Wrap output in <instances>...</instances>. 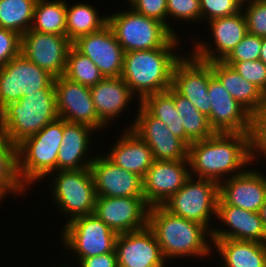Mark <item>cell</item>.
<instances>
[{
	"label": "cell",
	"mask_w": 266,
	"mask_h": 267,
	"mask_svg": "<svg viewBox=\"0 0 266 267\" xmlns=\"http://www.w3.org/2000/svg\"><path fill=\"white\" fill-rule=\"evenodd\" d=\"M121 129L122 132L114 136L116 140L110 146L107 144L106 151L101 149L102 145L99 148L111 162L143 179L154 162L152 150L131 128Z\"/></svg>",
	"instance_id": "484cf974"
},
{
	"label": "cell",
	"mask_w": 266,
	"mask_h": 267,
	"mask_svg": "<svg viewBox=\"0 0 266 267\" xmlns=\"http://www.w3.org/2000/svg\"><path fill=\"white\" fill-rule=\"evenodd\" d=\"M62 137L63 119L58 117L37 134L18 144L19 175L30 191L50 173L57 171V156Z\"/></svg>",
	"instance_id": "8992f818"
},
{
	"label": "cell",
	"mask_w": 266,
	"mask_h": 267,
	"mask_svg": "<svg viewBox=\"0 0 266 267\" xmlns=\"http://www.w3.org/2000/svg\"><path fill=\"white\" fill-rule=\"evenodd\" d=\"M30 30L66 35V0H37Z\"/></svg>",
	"instance_id": "1f68e13d"
},
{
	"label": "cell",
	"mask_w": 266,
	"mask_h": 267,
	"mask_svg": "<svg viewBox=\"0 0 266 267\" xmlns=\"http://www.w3.org/2000/svg\"><path fill=\"white\" fill-rule=\"evenodd\" d=\"M247 22V32L259 37H266V0L242 5Z\"/></svg>",
	"instance_id": "ab89813d"
},
{
	"label": "cell",
	"mask_w": 266,
	"mask_h": 267,
	"mask_svg": "<svg viewBox=\"0 0 266 267\" xmlns=\"http://www.w3.org/2000/svg\"><path fill=\"white\" fill-rule=\"evenodd\" d=\"M190 176L189 159L154 160L142 179L145 202L149 207L162 206Z\"/></svg>",
	"instance_id": "d6986e66"
},
{
	"label": "cell",
	"mask_w": 266,
	"mask_h": 267,
	"mask_svg": "<svg viewBox=\"0 0 266 267\" xmlns=\"http://www.w3.org/2000/svg\"><path fill=\"white\" fill-rule=\"evenodd\" d=\"M259 214L263 222L264 228L266 230V199H265L264 204L260 208Z\"/></svg>",
	"instance_id": "bcb514c9"
},
{
	"label": "cell",
	"mask_w": 266,
	"mask_h": 267,
	"mask_svg": "<svg viewBox=\"0 0 266 267\" xmlns=\"http://www.w3.org/2000/svg\"><path fill=\"white\" fill-rule=\"evenodd\" d=\"M72 42L66 35L29 30L21 36L20 53L54 78L63 76Z\"/></svg>",
	"instance_id": "2e32d148"
},
{
	"label": "cell",
	"mask_w": 266,
	"mask_h": 267,
	"mask_svg": "<svg viewBox=\"0 0 266 267\" xmlns=\"http://www.w3.org/2000/svg\"><path fill=\"white\" fill-rule=\"evenodd\" d=\"M265 159H266V108L261 113L253 116L252 131H251V164L252 165L256 164V166L258 167L261 166L265 167L263 166L266 165ZM263 160H265V162Z\"/></svg>",
	"instance_id": "8d00e7d4"
},
{
	"label": "cell",
	"mask_w": 266,
	"mask_h": 267,
	"mask_svg": "<svg viewBox=\"0 0 266 267\" xmlns=\"http://www.w3.org/2000/svg\"><path fill=\"white\" fill-rule=\"evenodd\" d=\"M58 117L71 123L87 125L98 133L110 130L98 117L89 86L70 81L64 76L54 78ZM102 131V132H101Z\"/></svg>",
	"instance_id": "7c38bea8"
},
{
	"label": "cell",
	"mask_w": 266,
	"mask_h": 267,
	"mask_svg": "<svg viewBox=\"0 0 266 267\" xmlns=\"http://www.w3.org/2000/svg\"><path fill=\"white\" fill-rule=\"evenodd\" d=\"M66 258L68 263L70 260V263H74L75 267H118L117 254L115 250L113 252L89 258Z\"/></svg>",
	"instance_id": "ee69618b"
},
{
	"label": "cell",
	"mask_w": 266,
	"mask_h": 267,
	"mask_svg": "<svg viewBox=\"0 0 266 267\" xmlns=\"http://www.w3.org/2000/svg\"><path fill=\"white\" fill-rule=\"evenodd\" d=\"M206 24L205 28L207 27V31L203 28V32L204 34L207 32L205 37L210 36V38L202 39L199 37L201 36L200 29L192 33V30L187 31V38L190 39H187V42L190 41L192 44L189 47V52L196 58L206 62L222 61L247 34V22L243 11L232 16L212 19L206 22ZM189 32L196 34L191 35ZM197 32L199 35L195 37Z\"/></svg>",
	"instance_id": "30bf717a"
},
{
	"label": "cell",
	"mask_w": 266,
	"mask_h": 267,
	"mask_svg": "<svg viewBox=\"0 0 266 267\" xmlns=\"http://www.w3.org/2000/svg\"><path fill=\"white\" fill-rule=\"evenodd\" d=\"M45 180L47 195L51 196L55 207L53 211L56 209V214L59 211L60 217L64 216L61 226L77 217L94 214L97 194L90 168L58 170L50 173L39 185L44 186Z\"/></svg>",
	"instance_id": "5b68a950"
},
{
	"label": "cell",
	"mask_w": 266,
	"mask_h": 267,
	"mask_svg": "<svg viewBox=\"0 0 266 267\" xmlns=\"http://www.w3.org/2000/svg\"><path fill=\"white\" fill-rule=\"evenodd\" d=\"M56 236L69 258H89L113 252L118 234L95 214L77 217L60 227ZM74 253V254H73Z\"/></svg>",
	"instance_id": "ba28073f"
},
{
	"label": "cell",
	"mask_w": 266,
	"mask_h": 267,
	"mask_svg": "<svg viewBox=\"0 0 266 267\" xmlns=\"http://www.w3.org/2000/svg\"><path fill=\"white\" fill-rule=\"evenodd\" d=\"M96 134L101 136L87 125L71 123L63 119V137L57 156V171L89 168L98 154L97 150H100L93 147L97 143L93 138ZM93 149H96V153H93Z\"/></svg>",
	"instance_id": "d4e9b609"
},
{
	"label": "cell",
	"mask_w": 266,
	"mask_h": 267,
	"mask_svg": "<svg viewBox=\"0 0 266 267\" xmlns=\"http://www.w3.org/2000/svg\"><path fill=\"white\" fill-rule=\"evenodd\" d=\"M242 5L247 4V3H251V2H255L257 0H238Z\"/></svg>",
	"instance_id": "c3c4849f"
},
{
	"label": "cell",
	"mask_w": 266,
	"mask_h": 267,
	"mask_svg": "<svg viewBox=\"0 0 266 267\" xmlns=\"http://www.w3.org/2000/svg\"><path fill=\"white\" fill-rule=\"evenodd\" d=\"M63 76L70 81L89 87L104 79L96 64L90 58L78 52L73 46L68 52Z\"/></svg>",
	"instance_id": "e575fe53"
},
{
	"label": "cell",
	"mask_w": 266,
	"mask_h": 267,
	"mask_svg": "<svg viewBox=\"0 0 266 267\" xmlns=\"http://www.w3.org/2000/svg\"><path fill=\"white\" fill-rule=\"evenodd\" d=\"M263 63L266 64V37L262 38V46L260 50V58Z\"/></svg>",
	"instance_id": "f6af8a7d"
},
{
	"label": "cell",
	"mask_w": 266,
	"mask_h": 267,
	"mask_svg": "<svg viewBox=\"0 0 266 267\" xmlns=\"http://www.w3.org/2000/svg\"><path fill=\"white\" fill-rule=\"evenodd\" d=\"M129 7L141 15L159 20L167 26V0H136Z\"/></svg>",
	"instance_id": "7bdbcfd3"
},
{
	"label": "cell",
	"mask_w": 266,
	"mask_h": 267,
	"mask_svg": "<svg viewBox=\"0 0 266 267\" xmlns=\"http://www.w3.org/2000/svg\"><path fill=\"white\" fill-rule=\"evenodd\" d=\"M58 118L55 88H43L9 103L0 111V131L18 145Z\"/></svg>",
	"instance_id": "277c9868"
},
{
	"label": "cell",
	"mask_w": 266,
	"mask_h": 267,
	"mask_svg": "<svg viewBox=\"0 0 266 267\" xmlns=\"http://www.w3.org/2000/svg\"><path fill=\"white\" fill-rule=\"evenodd\" d=\"M37 0H0V27L23 35L30 30Z\"/></svg>",
	"instance_id": "d6a6232c"
},
{
	"label": "cell",
	"mask_w": 266,
	"mask_h": 267,
	"mask_svg": "<svg viewBox=\"0 0 266 267\" xmlns=\"http://www.w3.org/2000/svg\"><path fill=\"white\" fill-rule=\"evenodd\" d=\"M211 239L212 242L215 239H233L266 243V230L259 212L247 211L232 205H217Z\"/></svg>",
	"instance_id": "cb8c5ba5"
},
{
	"label": "cell",
	"mask_w": 266,
	"mask_h": 267,
	"mask_svg": "<svg viewBox=\"0 0 266 267\" xmlns=\"http://www.w3.org/2000/svg\"><path fill=\"white\" fill-rule=\"evenodd\" d=\"M21 35L0 27V68L20 54Z\"/></svg>",
	"instance_id": "b9f144b4"
},
{
	"label": "cell",
	"mask_w": 266,
	"mask_h": 267,
	"mask_svg": "<svg viewBox=\"0 0 266 267\" xmlns=\"http://www.w3.org/2000/svg\"><path fill=\"white\" fill-rule=\"evenodd\" d=\"M124 4L108 13V25L125 52L165 47L175 35L159 20L135 12Z\"/></svg>",
	"instance_id": "52a82bcc"
},
{
	"label": "cell",
	"mask_w": 266,
	"mask_h": 267,
	"mask_svg": "<svg viewBox=\"0 0 266 267\" xmlns=\"http://www.w3.org/2000/svg\"><path fill=\"white\" fill-rule=\"evenodd\" d=\"M149 206L144 197L97 196L94 214L117 234L147 226Z\"/></svg>",
	"instance_id": "ffe728a7"
},
{
	"label": "cell",
	"mask_w": 266,
	"mask_h": 267,
	"mask_svg": "<svg viewBox=\"0 0 266 267\" xmlns=\"http://www.w3.org/2000/svg\"><path fill=\"white\" fill-rule=\"evenodd\" d=\"M2 202L4 203V200L0 197V204H1V206L3 205Z\"/></svg>",
	"instance_id": "f907efd6"
},
{
	"label": "cell",
	"mask_w": 266,
	"mask_h": 267,
	"mask_svg": "<svg viewBox=\"0 0 266 267\" xmlns=\"http://www.w3.org/2000/svg\"><path fill=\"white\" fill-rule=\"evenodd\" d=\"M261 46L262 37L247 32L244 38L222 61L232 66L235 62L258 60L260 58Z\"/></svg>",
	"instance_id": "74e56055"
},
{
	"label": "cell",
	"mask_w": 266,
	"mask_h": 267,
	"mask_svg": "<svg viewBox=\"0 0 266 267\" xmlns=\"http://www.w3.org/2000/svg\"><path fill=\"white\" fill-rule=\"evenodd\" d=\"M218 200L217 182L190 176L162 207L171 214L204 225L211 232L216 221Z\"/></svg>",
	"instance_id": "9c48e42d"
},
{
	"label": "cell",
	"mask_w": 266,
	"mask_h": 267,
	"mask_svg": "<svg viewBox=\"0 0 266 267\" xmlns=\"http://www.w3.org/2000/svg\"><path fill=\"white\" fill-rule=\"evenodd\" d=\"M62 263H63V265H60V264H62ZM62 263H59V262H58L57 264H59V265H57V264L55 263V264L53 265V267H75V265H73V264L71 265V263H69L70 265H69L67 262H62ZM64 263H65V264H64Z\"/></svg>",
	"instance_id": "7dc6e473"
},
{
	"label": "cell",
	"mask_w": 266,
	"mask_h": 267,
	"mask_svg": "<svg viewBox=\"0 0 266 267\" xmlns=\"http://www.w3.org/2000/svg\"><path fill=\"white\" fill-rule=\"evenodd\" d=\"M190 175L218 184L251 165V133H215L189 146Z\"/></svg>",
	"instance_id": "6da1fadb"
},
{
	"label": "cell",
	"mask_w": 266,
	"mask_h": 267,
	"mask_svg": "<svg viewBox=\"0 0 266 267\" xmlns=\"http://www.w3.org/2000/svg\"><path fill=\"white\" fill-rule=\"evenodd\" d=\"M232 67L266 95V64L260 59L235 62Z\"/></svg>",
	"instance_id": "60d3db41"
},
{
	"label": "cell",
	"mask_w": 266,
	"mask_h": 267,
	"mask_svg": "<svg viewBox=\"0 0 266 267\" xmlns=\"http://www.w3.org/2000/svg\"><path fill=\"white\" fill-rule=\"evenodd\" d=\"M43 88H55L54 77L20 53L0 68V111Z\"/></svg>",
	"instance_id": "8fae6325"
},
{
	"label": "cell",
	"mask_w": 266,
	"mask_h": 267,
	"mask_svg": "<svg viewBox=\"0 0 266 267\" xmlns=\"http://www.w3.org/2000/svg\"><path fill=\"white\" fill-rule=\"evenodd\" d=\"M213 74L220 80L230 95L253 116L266 108L265 94L254 84L244 79L232 66L223 61L209 62Z\"/></svg>",
	"instance_id": "83f0119b"
},
{
	"label": "cell",
	"mask_w": 266,
	"mask_h": 267,
	"mask_svg": "<svg viewBox=\"0 0 266 267\" xmlns=\"http://www.w3.org/2000/svg\"><path fill=\"white\" fill-rule=\"evenodd\" d=\"M134 110L131 129L149 145L154 160L188 159L189 146L171 133L162 120L153 117L141 104Z\"/></svg>",
	"instance_id": "5bb4252c"
},
{
	"label": "cell",
	"mask_w": 266,
	"mask_h": 267,
	"mask_svg": "<svg viewBox=\"0 0 266 267\" xmlns=\"http://www.w3.org/2000/svg\"><path fill=\"white\" fill-rule=\"evenodd\" d=\"M90 91L97 115L109 129H113L112 124H116L115 122H119L124 116L130 120L124 128H132L134 122L128 116L133 112V104L138 108L141 103L121 77L104 78L91 86ZM129 106L131 110L128 109ZM125 111L129 115L125 114Z\"/></svg>",
	"instance_id": "e0dca14e"
},
{
	"label": "cell",
	"mask_w": 266,
	"mask_h": 267,
	"mask_svg": "<svg viewBox=\"0 0 266 267\" xmlns=\"http://www.w3.org/2000/svg\"><path fill=\"white\" fill-rule=\"evenodd\" d=\"M118 267H170L153 231L148 227L118 234L115 242Z\"/></svg>",
	"instance_id": "7402d4cb"
},
{
	"label": "cell",
	"mask_w": 266,
	"mask_h": 267,
	"mask_svg": "<svg viewBox=\"0 0 266 267\" xmlns=\"http://www.w3.org/2000/svg\"><path fill=\"white\" fill-rule=\"evenodd\" d=\"M72 46L90 58L104 78L121 77L125 51L108 24L97 32L79 37Z\"/></svg>",
	"instance_id": "44dd1931"
},
{
	"label": "cell",
	"mask_w": 266,
	"mask_h": 267,
	"mask_svg": "<svg viewBox=\"0 0 266 267\" xmlns=\"http://www.w3.org/2000/svg\"><path fill=\"white\" fill-rule=\"evenodd\" d=\"M208 96L211 101L208 121L215 133H251L253 115L230 95L210 65Z\"/></svg>",
	"instance_id": "4fadbf2b"
},
{
	"label": "cell",
	"mask_w": 266,
	"mask_h": 267,
	"mask_svg": "<svg viewBox=\"0 0 266 267\" xmlns=\"http://www.w3.org/2000/svg\"><path fill=\"white\" fill-rule=\"evenodd\" d=\"M208 85L209 62L196 58L188 49L174 65L171 87L209 118L211 101Z\"/></svg>",
	"instance_id": "9a60e30c"
},
{
	"label": "cell",
	"mask_w": 266,
	"mask_h": 267,
	"mask_svg": "<svg viewBox=\"0 0 266 267\" xmlns=\"http://www.w3.org/2000/svg\"><path fill=\"white\" fill-rule=\"evenodd\" d=\"M191 23L194 26L197 25L196 27L203 28L201 25L200 0H167V27L175 36L184 37V33L182 32V35H180L177 29L179 25L181 27L184 24L189 27Z\"/></svg>",
	"instance_id": "d590c367"
},
{
	"label": "cell",
	"mask_w": 266,
	"mask_h": 267,
	"mask_svg": "<svg viewBox=\"0 0 266 267\" xmlns=\"http://www.w3.org/2000/svg\"><path fill=\"white\" fill-rule=\"evenodd\" d=\"M100 12L96 5L85 1L79 0L71 5L66 0V36L72 43L79 37L97 32L108 24V12Z\"/></svg>",
	"instance_id": "f546056e"
},
{
	"label": "cell",
	"mask_w": 266,
	"mask_h": 267,
	"mask_svg": "<svg viewBox=\"0 0 266 267\" xmlns=\"http://www.w3.org/2000/svg\"><path fill=\"white\" fill-rule=\"evenodd\" d=\"M134 1H136V0H126V4H127V6H130Z\"/></svg>",
	"instance_id": "681fc988"
},
{
	"label": "cell",
	"mask_w": 266,
	"mask_h": 267,
	"mask_svg": "<svg viewBox=\"0 0 266 267\" xmlns=\"http://www.w3.org/2000/svg\"><path fill=\"white\" fill-rule=\"evenodd\" d=\"M27 192L32 194L19 175L18 145L12 144L0 131V197L4 201L11 196L23 201L22 198L28 196Z\"/></svg>",
	"instance_id": "f1b7e54d"
},
{
	"label": "cell",
	"mask_w": 266,
	"mask_h": 267,
	"mask_svg": "<svg viewBox=\"0 0 266 267\" xmlns=\"http://www.w3.org/2000/svg\"><path fill=\"white\" fill-rule=\"evenodd\" d=\"M147 226L169 265L172 261L177 263L178 258L201 263L213 257L211 232L204 225L171 214L162 206H153L149 207Z\"/></svg>",
	"instance_id": "7a4b0ae2"
},
{
	"label": "cell",
	"mask_w": 266,
	"mask_h": 267,
	"mask_svg": "<svg viewBox=\"0 0 266 267\" xmlns=\"http://www.w3.org/2000/svg\"><path fill=\"white\" fill-rule=\"evenodd\" d=\"M141 105L155 118L162 120L168 129L188 146L193 142L186 136L183 121L174 103V89L146 96Z\"/></svg>",
	"instance_id": "4dcf8cb0"
},
{
	"label": "cell",
	"mask_w": 266,
	"mask_h": 267,
	"mask_svg": "<svg viewBox=\"0 0 266 267\" xmlns=\"http://www.w3.org/2000/svg\"><path fill=\"white\" fill-rule=\"evenodd\" d=\"M89 168L97 196L144 197L142 178L111 162L101 150Z\"/></svg>",
	"instance_id": "603a6c76"
},
{
	"label": "cell",
	"mask_w": 266,
	"mask_h": 267,
	"mask_svg": "<svg viewBox=\"0 0 266 267\" xmlns=\"http://www.w3.org/2000/svg\"><path fill=\"white\" fill-rule=\"evenodd\" d=\"M186 39L175 36L162 48L125 52L121 78L140 102L172 86L174 65L187 51Z\"/></svg>",
	"instance_id": "3957f363"
},
{
	"label": "cell",
	"mask_w": 266,
	"mask_h": 267,
	"mask_svg": "<svg viewBox=\"0 0 266 267\" xmlns=\"http://www.w3.org/2000/svg\"><path fill=\"white\" fill-rule=\"evenodd\" d=\"M212 252L218 267H266V243L215 239Z\"/></svg>",
	"instance_id": "4316f807"
},
{
	"label": "cell",
	"mask_w": 266,
	"mask_h": 267,
	"mask_svg": "<svg viewBox=\"0 0 266 267\" xmlns=\"http://www.w3.org/2000/svg\"><path fill=\"white\" fill-rule=\"evenodd\" d=\"M201 24L219 17H227L242 11L238 0H200Z\"/></svg>",
	"instance_id": "f35d334b"
},
{
	"label": "cell",
	"mask_w": 266,
	"mask_h": 267,
	"mask_svg": "<svg viewBox=\"0 0 266 267\" xmlns=\"http://www.w3.org/2000/svg\"><path fill=\"white\" fill-rule=\"evenodd\" d=\"M174 103L183 121L186 136L192 141L205 140L212 137L215 131L211 128L208 118L185 97L174 90Z\"/></svg>",
	"instance_id": "836d02e7"
},
{
	"label": "cell",
	"mask_w": 266,
	"mask_h": 267,
	"mask_svg": "<svg viewBox=\"0 0 266 267\" xmlns=\"http://www.w3.org/2000/svg\"><path fill=\"white\" fill-rule=\"evenodd\" d=\"M250 165L243 173L219 184L217 205H232L259 212L266 199V168Z\"/></svg>",
	"instance_id": "ac0fdd59"
}]
</instances>
